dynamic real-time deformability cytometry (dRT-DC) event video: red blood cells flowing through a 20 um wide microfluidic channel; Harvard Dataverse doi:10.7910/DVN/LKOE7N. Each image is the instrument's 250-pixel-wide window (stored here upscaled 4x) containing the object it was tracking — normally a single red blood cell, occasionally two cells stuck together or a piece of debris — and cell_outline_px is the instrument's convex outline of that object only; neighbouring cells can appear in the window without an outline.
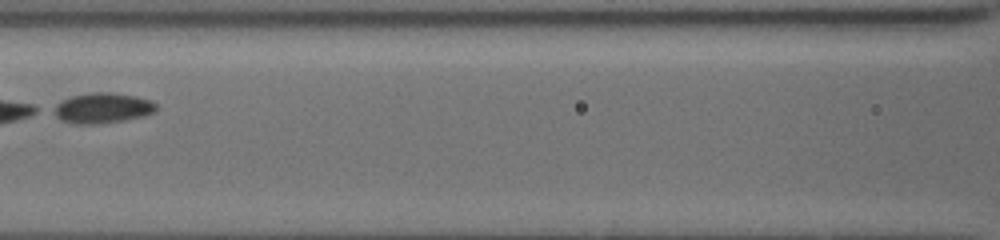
{"species": "common noctule bat (a hibernating species)", "species_latin": "Nyctalus noctula", "temperature_condition": "cold", "stored_images_in_passage": 26, "camera_frame_rate_fps": 3000, "um_per_image_px": 0.085, "animal": {"sex": "female", "body_mass_g": 19.5, "forearm_length_mm": 54.1}, "frame": {"image": 1, "passage_image": 9, "time_ms": 3.333, "image_size_px": [1000, 240], "cell_outline_px": [[156, 112], [144, 116], [124, 120], [96, 124], [72, 124], [60, 120], [48, 112], [48, 108], [72, 96], [92, 92], [112, 92], [136, 96], [152, 100], [156, 104]], "centroid_in_image_um": [8.65, 9.19], "position_along_channel_um": 158.0, "area_um2": 18.61}}
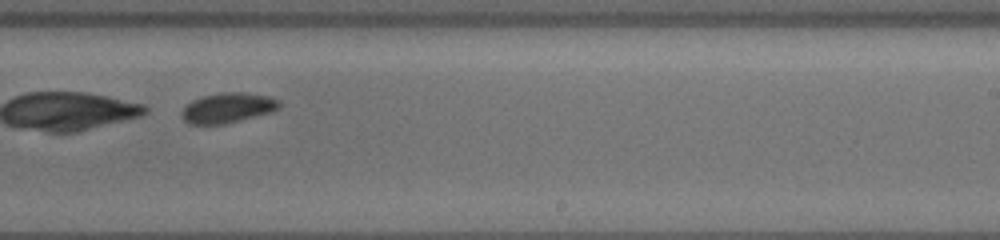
{"frame": {"image": 2, "passage_image": 15, "time_ms": 6.333, "image_size_px": [1000, 240], "cell_outline_px": [[280, 108], [272, 112], [224, 124], [188, 124], [180, 116], [180, 112], [192, 100], [204, 96], [224, 92], [244, 92], [268, 96], [280, 100]], "centroid_in_image_um": [19.37, 9.17], "position_along_channel_um": 269.6, "area_um2": 17.11}}
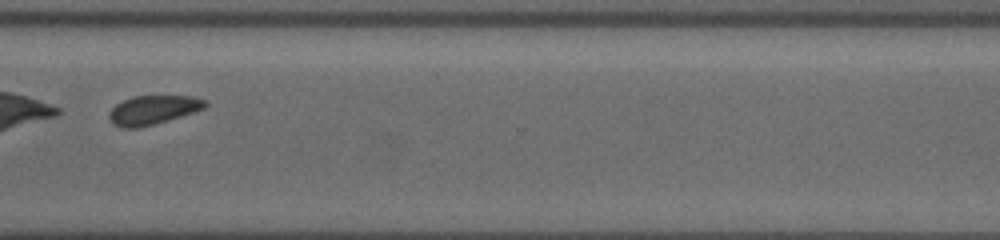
{"frame": {"image": 3, "passage_image": 21, "time_ms": 8.667, "image_size_px": [1000, 240], "cell_outline_px": [[208, 104], [204, 108], [180, 116], [152, 124], [136, 128], [124, 128], [116, 124], [108, 116], [112, 108], [116, 104], [132, 96], [192, 96], [208, 100]], "centroid_in_image_um": [13.03, 9.32], "position_along_channel_um": 357.6, "area_um2": 15.84}, "authors_computed_cell_mechanics": {"area_um2": 17.7157, "velocity_mm_per_s": 3.7471, "shape_relaxation_time_tau1_ms": 2.4227, "shape_relaxation_time_tau2_ms": null, "deformation_change_tau1": 0.3341, "deformation_change_tau2": null}}